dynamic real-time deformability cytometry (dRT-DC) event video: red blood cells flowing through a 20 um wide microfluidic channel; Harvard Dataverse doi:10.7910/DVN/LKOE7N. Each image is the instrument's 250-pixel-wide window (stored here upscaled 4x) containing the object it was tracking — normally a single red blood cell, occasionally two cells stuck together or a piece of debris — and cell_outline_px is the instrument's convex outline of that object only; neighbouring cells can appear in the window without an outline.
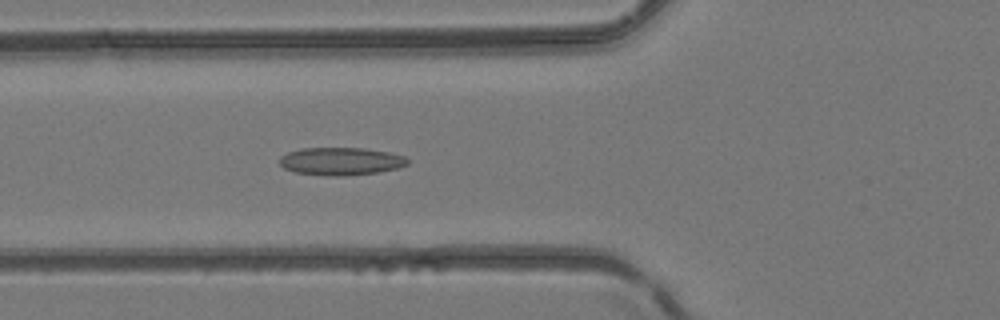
{"species": "common noctule bat (a hibernating species)", "species_latin": "Nyctalus noctula", "temperature_condition": "room temperature", "stored_images_in_passage": 49, "camera_frame_rate_fps": 3000, "um_per_image_px": 0.085, "animal": {"sex": "female", "body_mass_g": 24.6, "forearm_length_mm": 56.2}, "frame": {"image": 1, "passage_image": 19, "time_ms": 6.0, "image_size_px": [1000, 320], "cell_outline_px": [[408, 164], [396, 168], [380, 172], [344, 176], [328, 176], [296, 172], [284, 168], [280, 164], [280, 156], [288, 152], [300, 148], [364, 148], [388, 152], [404, 156], [408, 160]], "centroid_in_image_um": [28.96, 13.71], "position_along_channel_um": 96.8, "area_um2": 20.69}}
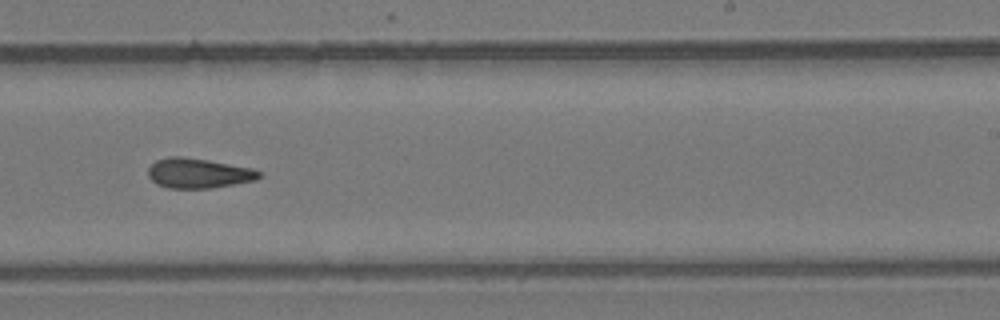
{"frame": {"image": 2, "passage_image": 31, "time_ms": 10.0, "image_size_px": [1000, 320], "cell_outline_px": [[260, 176], [256, 180], [212, 188], [168, 188], [156, 184], [148, 176], [148, 168], [156, 160], [168, 156], [180, 156], [208, 160], [252, 168], [260, 172]], "centroid_in_image_um": [16.84, 14.72], "position_along_channel_um": 272.2, "area_um2": 19.31}}
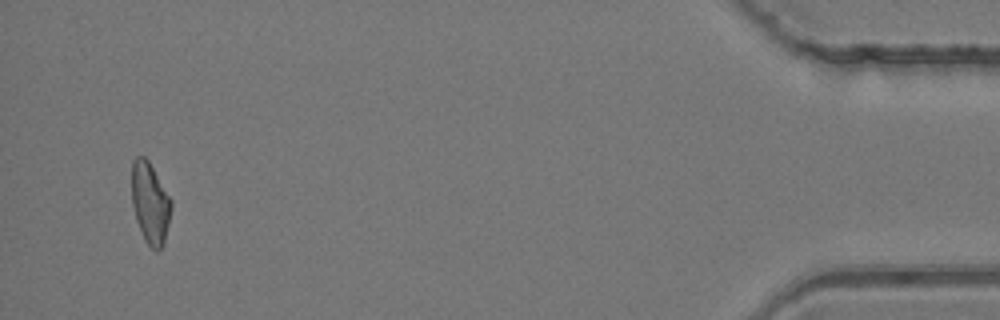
{"frame": {"image": 3, "passage_image": 47, "time_ms": 15.333, "image_size_px": [1000, 320], "cell_outline_px": [[172, 208], [164, 244], [156, 252], [144, 240], [136, 220], [132, 204], [132, 160], [136, 156], [144, 156], [148, 160], [172, 200]], "centroid_in_image_um": [12.76, 17.26], "position_along_channel_um": 422.4, "area_um2": 18.79}}